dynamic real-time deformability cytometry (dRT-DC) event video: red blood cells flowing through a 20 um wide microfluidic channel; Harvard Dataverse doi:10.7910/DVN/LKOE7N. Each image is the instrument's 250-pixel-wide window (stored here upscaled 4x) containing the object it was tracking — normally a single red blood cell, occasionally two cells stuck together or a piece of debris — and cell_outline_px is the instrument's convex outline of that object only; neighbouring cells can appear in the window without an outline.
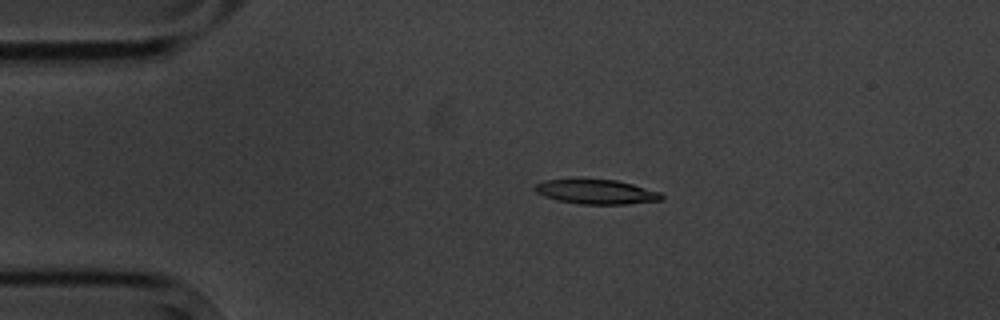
{"species": "common noctule bat (a hibernating species)", "species_latin": "Nyctalus noctula", "temperature_condition": "cold", "stored_images_in_passage": 4, "camera_frame_rate_fps": 3000, "um_per_image_px": 0.085, "animal": {"sex": "male", "body_mass_g": 20.1, "forearm_length_mm": 53.5}, "frame": {"image": 1, "passage_image": 3, "time_ms": 2.333, "image_size_px": [1000, 320], "cell_outline_px": [[664, 196], [660, 200], [628, 204], [580, 204], [556, 200], [544, 196], [536, 192], [532, 188], [536, 184], [544, 180], [616, 180], [632, 184], [660, 192]], "centroid_in_image_um": [50.67, 16.31], "position_along_channel_um": 34.3, "area_um2": 17.86}}